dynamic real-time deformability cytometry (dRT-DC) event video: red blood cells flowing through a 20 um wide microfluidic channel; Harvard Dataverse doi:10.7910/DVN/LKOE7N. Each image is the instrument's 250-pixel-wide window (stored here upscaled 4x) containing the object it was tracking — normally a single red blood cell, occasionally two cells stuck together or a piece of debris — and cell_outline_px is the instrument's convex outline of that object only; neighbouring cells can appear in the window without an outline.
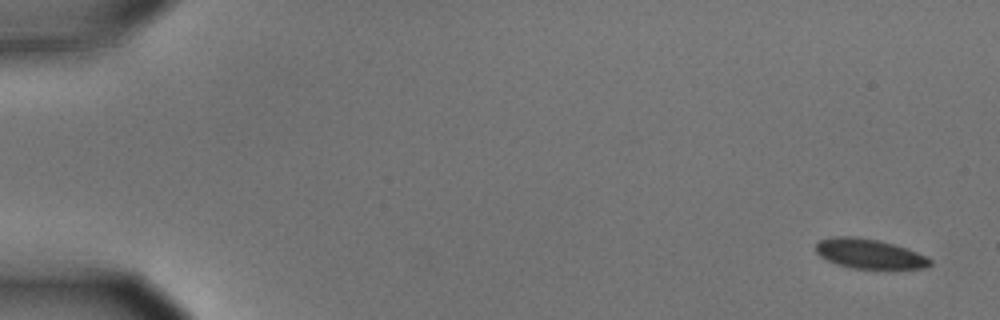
{"species": "common noctule bat (a hibernating species)", "species_latin": "Nyctalus noctula", "temperature_condition": "cold", "stored_images_in_passage": 5, "camera_frame_rate_fps": 3000, "um_per_image_px": 0.085, "animal": {"sex": "male", "body_mass_g": 15.6}, "frame": {"image": 1, "passage_image": 1, "time_ms": 0.0, "image_size_px": [1000, 320], "cell_outline_px": [[932, 264], [924, 268], [852, 268], [828, 260], [820, 256], [816, 252], [816, 244], [820, 240], [832, 236], [856, 236], [880, 240], [908, 248], [932, 260]], "centroid_in_image_um": [73.89, 21.54], "position_along_channel_um": 11.1, "area_um2": 19.59}}